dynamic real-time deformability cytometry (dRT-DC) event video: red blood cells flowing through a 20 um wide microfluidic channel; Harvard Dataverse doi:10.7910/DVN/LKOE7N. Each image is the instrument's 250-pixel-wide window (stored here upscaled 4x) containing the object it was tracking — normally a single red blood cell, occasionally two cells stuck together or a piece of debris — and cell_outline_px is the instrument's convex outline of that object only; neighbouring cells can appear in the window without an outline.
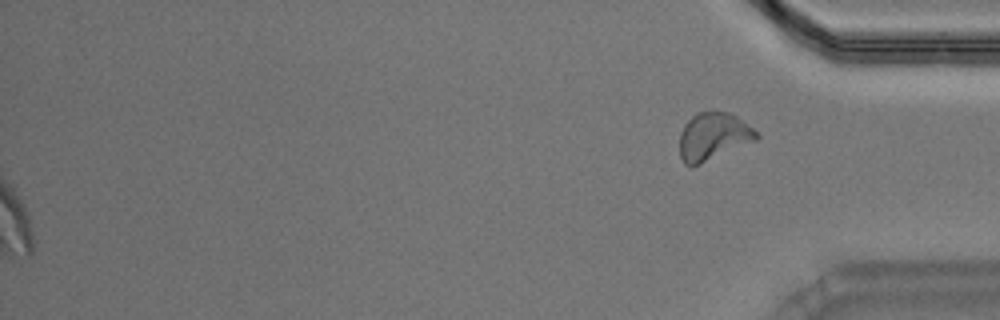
{"species": "Egyptian fruit bat (a non-hibernating species)", "species_latin": "Rousettus aegyptiacus", "temperature_condition": "warm", "stored_images_in_passage": 38, "segment_of_instrument_passage": [2, 2], "camera_frame_rate_fps": 3000, "um_per_image_px": 0.085, "animal": {"sex": "male"}, "frame": {"image": 1, "passage_image": 38, "time_ms": 12.333, "image_size_px": [1000, 320], "cell_outline_px": [[760, 136], [756, 140], [692, 168], [684, 164], [680, 156], [680, 132], [684, 124], [696, 112], [712, 108], [728, 112], [736, 116], [752, 128]], "centroid_in_image_um": [60.58, 11.58], "position_along_channel_um": 374.6, "area_um2": 21.73}}